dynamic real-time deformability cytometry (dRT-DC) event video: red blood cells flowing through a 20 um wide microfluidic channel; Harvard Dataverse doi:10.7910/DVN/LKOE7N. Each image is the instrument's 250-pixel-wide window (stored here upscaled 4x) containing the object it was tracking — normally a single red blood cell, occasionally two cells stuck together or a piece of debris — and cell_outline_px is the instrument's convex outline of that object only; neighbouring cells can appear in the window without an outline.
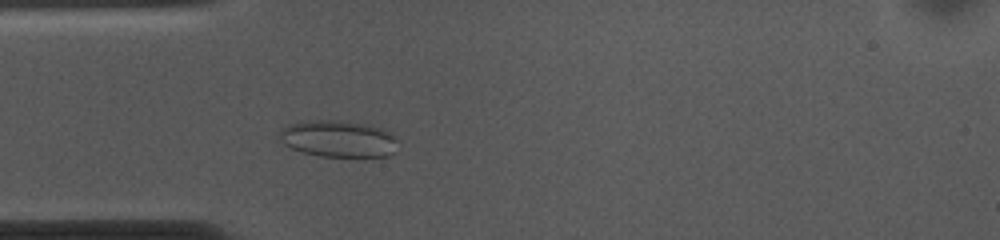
{"species": "common noctule bat (a hibernating species)", "species_latin": "Nyctalus noctula", "temperature_condition": "cold", "stored_images_in_passage": 40, "camera_frame_rate_fps": 3000, "um_per_image_px": 0.085, "animal": {"sex": "female", "body_mass_g": 10.0, "forearm_length_mm": 53.1}, "frame": {"image": 1, "passage_image": 10, "time_ms": 3.0, "image_size_px": [1000, 240], "cell_outline_px": [[396, 152], [388, 156], [320, 156], [300, 152], [284, 144], [280, 140], [280, 132], [288, 124], [300, 120], [344, 120], [384, 128], [396, 140]], "centroid_in_image_um": [28.73, 11.78], "position_along_channel_um": 56.3, "area_um2": 25.43}}
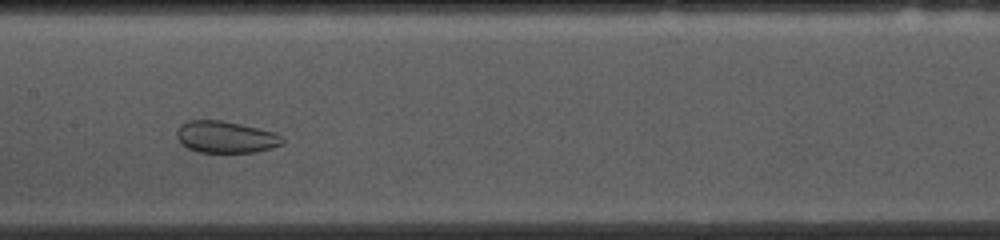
{"frame": {"image": 2, "passage_image": 21, "time_ms": 6.667, "image_size_px": [1000, 240], "cell_outline_px": [[284, 140], [280, 144], [272, 148], [256, 152], [200, 152], [188, 148], [180, 144], [176, 136], [176, 132], [180, 124], [188, 120], [220, 120], [240, 124], [276, 132], [284, 136]], "centroid_in_image_um": [19.17, 11.64], "position_along_channel_um": 188.2, "area_um2": 19.71}}
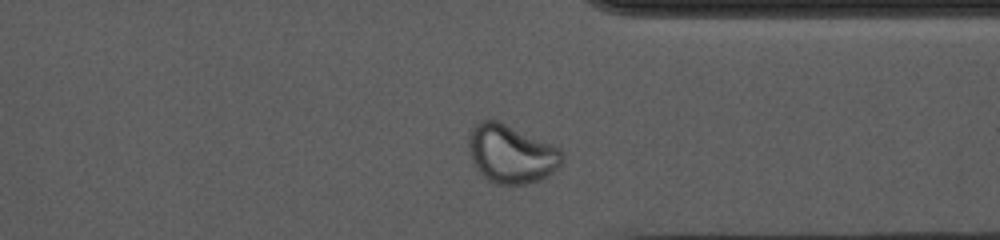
{"frame": {"image": 3, "passage_image": 36, "time_ms": 11.667, "image_size_px": [1000, 240], "cell_outline_px": [[564, 156], [560, 164], [548, 176], [540, 180], [524, 184], [496, 184], [488, 180], [476, 168], [472, 160], [468, 148], [468, 136], [472, 128], [480, 120], [496, 120], [548, 144], [556, 148]], "centroid_in_image_um": [43.39, 13.1], "position_along_channel_um": 368.0, "area_um2": 31.04}, "authors_computed_cell_mechanics": {"area_um2": 25.2586, "velocity_mm_per_s": 3.657, "shape_relaxation_time_tau1_ms": null, "shape_relaxation_time_tau2_ms": 1.2069, "deformation_change_tau1": null, "deformation_change_tau2": 0.0411}}